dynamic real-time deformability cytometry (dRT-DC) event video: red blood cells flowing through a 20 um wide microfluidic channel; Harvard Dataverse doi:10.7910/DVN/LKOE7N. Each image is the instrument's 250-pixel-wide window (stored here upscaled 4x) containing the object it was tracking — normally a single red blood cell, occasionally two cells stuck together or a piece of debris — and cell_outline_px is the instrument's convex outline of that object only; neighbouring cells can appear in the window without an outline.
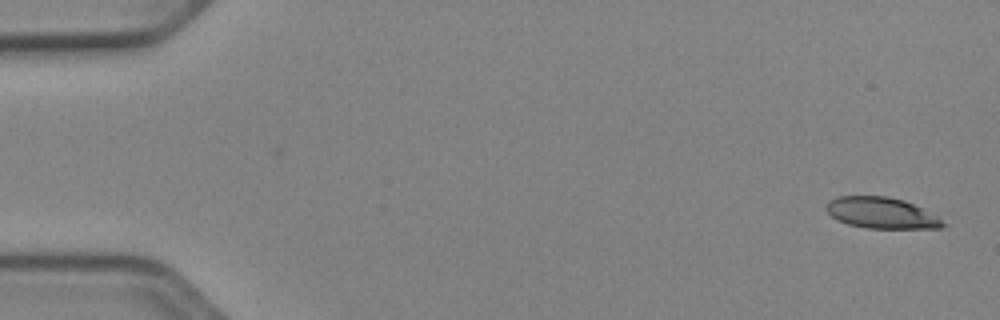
{"species": "Egyptian fruit bat (a non-hibernating species)", "species_latin": "Rousettus aegyptiacus", "temperature_condition": "cold", "stored_images_in_passage": 4, "camera_frame_rate_fps": 3000, "um_per_image_px": 0.085, "animal": {"sex": "female"}, "frame": {"image": 1, "passage_image": 1, "time_ms": 0.0, "image_size_px": [1000, 320], "cell_outline_px": [[948, 224], [940, 228], [868, 228], [848, 224], [836, 220], [824, 208], [828, 200], [836, 196], [888, 196], [904, 200], [936, 216]], "centroid_in_image_um": [74.87, 18.09], "position_along_channel_um": 10.1, "area_um2": 21.1}}